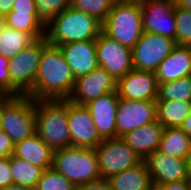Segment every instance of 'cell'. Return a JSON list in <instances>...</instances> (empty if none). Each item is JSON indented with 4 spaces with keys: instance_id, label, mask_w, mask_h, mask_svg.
<instances>
[{
    "instance_id": "cell-26",
    "label": "cell",
    "mask_w": 191,
    "mask_h": 190,
    "mask_svg": "<svg viewBox=\"0 0 191 190\" xmlns=\"http://www.w3.org/2000/svg\"><path fill=\"white\" fill-rule=\"evenodd\" d=\"M13 184L35 189L44 169L34 166L16 156H10Z\"/></svg>"
},
{
    "instance_id": "cell-38",
    "label": "cell",
    "mask_w": 191,
    "mask_h": 190,
    "mask_svg": "<svg viewBox=\"0 0 191 190\" xmlns=\"http://www.w3.org/2000/svg\"><path fill=\"white\" fill-rule=\"evenodd\" d=\"M164 185L168 190H191V182L189 180H183Z\"/></svg>"
},
{
    "instance_id": "cell-41",
    "label": "cell",
    "mask_w": 191,
    "mask_h": 190,
    "mask_svg": "<svg viewBox=\"0 0 191 190\" xmlns=\"http://www.w3.org/2000/svg\"><path fill=\"white\" fill-rule=\"evenodd\" d=\"M174 4L178 8L191 10V0H174Z\"/></svg>"
},
{
    "instance_id": "cell-35",
    "label": "cell",
    "mask_w": 191,
    "mask_h": 190,
    "mask_svg": "<svg viewBox=\"0 0 191 190\" xmlns=\"http://www.w3.org/2000/svg\"><path fill=\"white\" fill-rule=\"evenodd\" d=\"M11 11L16 13L38 14L35 0H16Z\"/></svg>"
},
{
    "instance_id": "cell-28",
    "label": "cell",
    "mask_w": 191,
    "mask_h": 190,
    "mask_svg": "<svg viewBox=\"0 0 191 190\" xmlns=\"http://www.w3.org/2000/svg\"><path fill=\"white\" fill-rule=\"evenodd\" d=\"M156 101L191 102V75L176 81L159 83Z\"/></svg>"
},
{
    "instance_id": "cell-22",
    "label": "cell",
    "mask_w": 191,
    "mask_h": 190,
    "mask_svg": "<svg viewBox=\"0 0 191 190\" xmlns=\"http://www.w3.org/2000/svg\"><path fill=\"white\" fill-rule=\"evenodd\" d=\"M107 180L113 190H148L152 182L144 160L135 167L110 176Z\"/></svg>"
},
{
    "instance_id": "cell-13",
    "label": "cell",
    "mask_w": 191,
    "mask_h": 190,
    "mask_svg": "<svg viewBox=\"0 0 191 190\" xmlns=\"http://www.w3.org/2000/svg\"><path fill=\"white\" fill-rule=\"evenodd\" d=\"M117 83L118 81L105 69L98 67L75 79L74 89L68 101L85 105L93 99L117 91Z\"/></svg>"
},
{
    "instance_id": "cell-44",
    "label": "cell",
    "mask_w": 191,
    "mask_h": 190,
    "mask_svg": "<svg viewBox=\"0 0 191 190\" xmlns=\"http://www.w3.org/2000/svg\"><path fill=\"white\" fill-rule=\"evenodd\" d=\"M146 0H115V2H119V3H131V4H142L144 3Z\"/></svg>"
},
{
    "instance_id": "cell-7",
    "label": "cell",
    "mask_w": 191,
    "mask_h": 190,
    "mask_svg": "<svg viewBox=\"0 0 191 190\" xmlns=\"http://www.w3.org/2000/svg\"><path fill=\"white\" fill-rule=\"evenodd\" d=\"M47 45L46 37L37 39L9 60L10 96L28 95L33 90L40 57Z\"/></svg>"
},
{
    "instance_id": "cell-27",
    "label": "cell",
    "mask_w": 191,
    "mask_h": 190,
    "mask_svg": "<svg viewBox=\"0 0 191 190\" xmlns=\"http://www.w3.org/2000/svg\"><path fill=\"white\" fill-rule=\"evenodd\" d=\"M6 26L31 33L36 39L45 37V25L38 14L16 13L10 11L5 15Z\"/></svg>"
},
{
    "instance_id": "cell-39",
    "label": "cell",
    "mask_w": 191,
    "mask_h": 190,
    "mask_svg": "<svg viewBox=\"0 0 191 190\" xmlns=\"http://www.w3.org/2000/svg\"><path fill=\"white\" fill-rule=\"evenodd\" d=\"M16 0H0V14L6 15L9 13Z\"/></svg>"
},
{
    "instance_id": "cell-40",
    "label": "cell",
    "mask_w": 191,
    "mask_h": 190,
    "mask_svg": "<svg viewBox=\"0 0 191 190\" xmlns=\"http://www.w3.org/2000/svg\"><path fill=\"white\" fill-rule=\"evenodd\" d=\"M180 128L191 138V111Z\"/></svg>"
},
{
    "instance_id": "cell-33",
    "label": "cell",
    "mask_w": 191,
    "mask_h": 190,
    "mask_svg": "<svg viewBox=\"0 0 191 190\" xmlns=\"http://www.w3.org/2000/svg\"><path fill=\"white\" fill-rule=\"evenodd\" d=\"M9 60L0 54V97L10 96Z\"/></svg>"
},
{
    "instance_id": "cell-42",
    "label": "cell",
    "mask_w": 191,
    "mask_h": 190,
    "mask_svg": "<svg viewBox=\"0 0 191 190\" xmlns=\"http://www.w3.org/2000/svg\"><path fill=\"white\" fill-rule=\"evenodd\" d=\"M0 190H35L21 185L12 184Z\"/></svg>"
},
{
    "instance_id": "cell-6",
    "label": "cell",
    "mask_w": 191,
    "mask_h": 190,
    "mask_svg": "<svg viewBox=\"0 0 191 190\" xmlns=\"http://www.w3.org/2000/svg\"><path fill=\"white\" fill-rule=\"evenodd\" d=\"M102 32L132 49L144 33L141 5L115 2L102 22Z\"/></svg>"
},
{
    "instance_id": "cell-21",
    "label": "cell",
    "mask_w": 191,
    "mask_h": 190,
    "mask_svg": "<svg viewBox=\"0 0 191 190\" xmlns=\"http://www.w3.org/2000/svg\"><path fill=\"white\" fill-rule=\"evenodd\" d=\"M53 150L36 134L14 144L13 156L41 167L52 168Z\"/></svg>"
},
{
    "instance_id": "cell-16",
    "label": "cell",
    "mask_w": 191,
    "mask_h": 190,
    "mask_svg": "<svg viewBox=\"0 0 191 190\" xmlns=\"http://www.w3.org/2000/svg\"><path fill=\"white\" fill-rule=\"evenodd\" d=\"M118 101V92L112 91L85 104L98 134L103 140L117 138L116 115Z\"/></svg>"
},
{
    "instance_id": "cell-14",
    "label": "cell",
    "mask_w": 191,
    "mask_h": 190,
    "mask_svg": "<svg viewBox=\"0 0 191 190\" xmlns=\"http://www.w3.org/2000/svg\"><path fill=\"white\" fill-rule=\"evenodd\" d=\"M68 126L72 147L95 149L103 141L85 105L68 101Z\"/></svg>"
},
{
    "instance_id": "cell-8",
    "label": "cell",
    "mask_w": 191,
    "mask_h": 190,
    "mask_svg": "<svg viewBox=\"0 0 191 190\" xmlns=\"http://www.w3.org/2000/svg\"><path fill=\"white\" fill-rule=\"evenodd\" d=\"M95 152L101 179H108L143 161L121 137L104 139Z\"/></svg>"
},
{
    "instance_id": "cell-1",
    "label": "cell",
    "mask_w": 191,
    "mask_h": 190,
    "mask_svg": "<svg viewBox=\"0 0 191 190\" xmlns=\"http://www.w3.org/2000/svg\"><path fill=\"white\" fill-rule=\"evenodd\" d=\"M75 77L59 47L48 44L42 51L33 90L34 100H68Z\"/></svg>"
},
{
    "instance_id": "cell-2",
    "label": "cell",
    "mask_w": 191,
    "mask_h": 190,
    "mask_svg": "<svg viewBox=\"0 0 191 190\" xmlns=\"http://www.w3.org/2000/svg\"><path fill=\"white\" fill-rule=\"evenodd\" d=\"M101 32V21L71 6L45 26L48 44L57 47L70 42L95 40Z\"/></svg>"
},
{
    "instance_id": "cell-11",
    "label": "cell",
    "mask_w": 191,
    "mask_h": 190,
    "mask_svg": "<svg viewBox=\"0 0 191 190\" xmlns=\"http://www.w3.org/2000/svg\"><path fill=\"white\" fill-rule=\"evenodd\" d=\"M174 0H146L141 4L143 31L175 40Z\"/></svg>"
},
{
    "instance_id": "cell-12",
    "label": "cell",
    "mask_w": 191,
    "mask_h": 190,
    "mask_svg": "<svg viewBox=\"0 0 191 190\" xmlns=\"http://www.w3.org/2000/svg\"><path fill=\"white\" fill-rule=\"evenodd\" d=\"M157 121L156 100L119 98L116 115L117 138Z\"/></svg>"
},
{
    "instance_id": "cell-24",
    "label": "cell",
    "mask_w": 191,
    "mask_h": 190,
    "mask_svg": "<svg viewBox=\"0 0 191 190\" xmlns=\"http://www.w3.org/2000/svg\"><path fill=\"white\" fill-rule=\"evenodd\" d=\"M190 111L189 101H156L157 121L164 128H180Z\"/></svg>"
},
{
    "instance_id": "cell-19",
    "label": "cell",
    "mask_w": 191,
    "mask_h": 190,
    "mask_svg": "<svg viewBox=\"0 0 191 190\" xmlns=\"http://www.w3.org/2000/svg\"><path fill=\"white\" fill-rule=\"evenodd\" d=\"M158 83L176 81L191 75V46L176 45L155 71Z\"/></svg>"
},
{
    "instance_id": "cell-18",
    "label": "cell",
    "mask_w": 191,
    "mask_h": 190,
    "mask_svg": "<svg viewBox=\"0 0 191 190\" xmlns=\"http://www.w3.org/2000/svg\"><path fill=\"white\" fill-rule=\"evenodd\" d=\"M67 61L75 79L98 68L96 39L70 42L58 46Z\"/></svg>"
},
{
    "instance_id": "cell-46",
    "label": "cell",
    "mask_w": 191,
    "mask_h": 190,
    "mask_svg": "<svg viewBox=\"0 0 191 190\" xmlns=\"http://www.w3.org/2000/svg\"><path fill=\"white\" fill-rule=\"evenodd\" d=\"M5 15L0 14V32L5 28Z\"/></svg>"
},
{
    "instance_id": "cell-37",
    "label": "cell",
    "mask_w": 191,
    "mask_h": 190,
    "mask_svg": "<svg viewBox=\"0 0 191 190\" xmlns=\"http://www.w3.org/2000/svg\"><path fill=\"white\" fill-rule=\"evenodd\" d=\"M75 190H113L107 179H100L94 182L76 186Z\"/></svg>"
},
{
    "instance_id": "cell-25",
    "label": "cell",
    "mask_w": 191,
    "mask_h": 190,
    "mask_svg": "<svg viewBox=\"0 0 191 190\" xmlns=\"http://www.w3.org/2000/svg\"><path fill=\"white\" fill-rule=\"evenodd\" d=\"M36 40L31 33L5 26L0 32V54L11 59Z\"/></svg>"
},
{
    "instance_id": "cell-10",
    "label": "cell",
    "mask_w": 191,
    "mask_h": 190,
    "mask_svg": "<svg viewBox=\"0 0 191 190\" xmlns=\"http://www.w3.org/2000/svg\"><path fill=\"white\" fill-rule=\"evenodd\" d=\"M96 55L99 67L105 69L117 81L134 69L132 49L103 32L96 39Z\"/></svg>"
},
{
    "instance_id": "cell-32",
    "label": "cell",
    "mask_w": 191,
    "mask_h": 190,
    "mask_svg": "<svg viewBox=\"0 0 191 190\" xmlns=\"http://www.w3.org/2000/svg\"><path fill=\"white\" fill-rule=\"evenodd\" d=\"M38 18L46 26L56 15L71 6V0H35Z\"/></svg>"
},
{
    "instance_id": "cell-45",
    "label": "cell",
    "mask_w": 191,
    "mask_h": 190,
    "mask_svg": "<svg viewBox=\"0 0 191 190\" xmlns=\"http://www.w3.org/2000/svg\"><path fill=\"white\" fill-rule=\"evenodd\" d=\"M187 177L191 182V155L187 158Z\"/></svg>"
},
{
    "instance_id": "cell-9",
    "label": "cell",
    "mask_w": 191,
    "mask_h": 190,
    "mask_svg": "<svg viewBox=\"0 0 191 190\" xmlns=\"http://www.w3.org/2000/svg\"><path fill=\"white\" fill-rule=\"evenodd\" d=\"M175 46L173 39L144 32L132 48L134 69L155 72Z\"/></svg>"
},
{
    "instance_id": "cell-31",
    "label": "cell",
    "mask_w": 191,
    "mask_h": 190,
    "mask_svg": "<svg viewBox=\"0 0 191 190\" xmlns=\"http://www.w3.org/2000/svg\"><path fill=\"white\" fill-rule=\"evenodd\" d=\"M176 45L191 46V10L175 6Z\"/></svg>"
},
{
    "instance_id": "cell-30",
    "label": "cell",
    "mask_w": 191,
    "mask_h": 190,
    "mask_svg": "<svg viewBox=\"0 0 191 190\" xmlns=\"http://www.w3.org/2000/svg\"><path fill=\"white\" fill-rule=\"evenodd\" d=\"M76 186L53 168L43 171L35 190H75Z\"/></svg>"
},
{
    "instance_id": "cell-3",
    "label": "cell",
    "mask_w": 191,
    "mask_h": 190,
    "mask_svg": "<svg viewBox=\"0 0 191 190\" xmlns=\"http://www.w3.org/2000/svg\"><path fill=\"white\" fill-rule=\"evenodd\" d=\"M36 134L53 150L71 147L68 100H35Z\"/></svg>"
},
{
    "instance_id": "cell-17",
    "label": "cell",
    "mask_w": 191,
    "mask_h": 190,
    "mask_svg": "<svg viewBox=\"0 0 191 190\" xmlns=\"http://www.w3.org/2000/svg\"><path fill=\"white\" fill-rule=\"evenodd\" d=\"M144 161L152 182L168 184L188 180L187 159L171 157L157 149Z\"/></svg>"
},
{
    "instance_id": "cell-4",
    "label": "cell",
    "mask_w": 191,
    "mask_h": 190,
    "mask_svg": "<svg viewBox=\"0 0 191 190\" xmlns=\"http://www.w3.org/2000/svg\"><path fill=\"white\" fill-rule=\"evenodd\" d=\"M0 129L14 144L36 133L35 100L29 95L0 97Z\"/></svg>"
},
{
    "instance_id": "cell-43",
    "label": "cell",
    "mask_w": 191,
    "mask_h": 190,
    "mask_svg": "<svg viewBox=\"0 0 191 190\" xmlns=\"http://www.w3.org/2000/svg\"><path fill=\"white\" fill-rule=\"evenodd\" d=\"M148 190H168L164 184H158L155 182H151Z\"/></svg>"
},
{
    "instance_id": "cell-36",
    "label": "cell",
    "mask_w": 191,
    "mask_h": 190,
    "mask_svg": "<svg viewBox=\"0 0 191 190\" xmlns=\"http://www.w3.org/2000/svg\"><path fill=\"white\" fill-rule=\"evenodd\" d=\"M14 143L11 138L0 130V158L9 157L13 154Z\"/></svg>"
},
{
    "instance_id": "cell-23",
    "label": "cell",
    "mask_w": 191,
    "mask_h": 190,
    "mask_svg": "<svg viewBox=\"0 0 191 190\" xmlns=\"http://www.w3.org/2000/svg\"><path fill=\"white\" fill-rule=\"evenodd\" d=\"M158 150L171 157L187 159L191 155V138L181 128L166 127Z\"/></svg>"
},
{
    "instance_id": "cell-29",
    "label": "cell",
    "mask_w": 191,
    "mask_h": 190,
    "mask_svg": "<svg viewBox=\"0 0 191 190\" xmlns=\"http://www.w3.org/2000/svg\"><path fill=\"white\" fill-rule=\"evenodd\" d=\"M114 3L115 0H71V7L103 22L112 10Z\"/></svg>"
},
{
    "instance_id": "cell-34",
    "label": "cell",
    "mask_w": 191,
    "mask_h": 190,
    "mask_svg": "<svg viewBox=\"0 0 191 190\" xmlns=\"http://www.w3.org/2000/svg\"><path fill=\"white\" fill-rule=\"evenodd\" d=\"M13 184L10 156L0 158V189Z\"/></svg>"
},
{
    "instance_id": "cell-5",
    "label": "cell",
    "mask_w": 191,
    "mask_h": 190,
    "mask_svg": "<svg viewBox=\"0 0 191 190\" xmlns=\"http://www.w3.org/2000/svg\"><path fill=\"white\" fill-rule=\"evenodd\" d=\"M52 168L75 186L101 179L95 149L71 146L56 150Z\"/></svg>"
},
{
    "instance_id": "cell-15",
    "label": "cell",
    "mask_w": 191,
    "mask_h": 190,
    "mask_svg": "<svg viewBox=\"0 0 191 190\" xmlns=\"http://www.w3.org/2000/svg\"><path fill=\"white\" fill-rule=\"evenodd\" d=\"M159 83L155 72L132 69L117 83L119 98L128 100H156Z\"/></svg>"
},
{
    "instance_id": "cell-20",
    "label": "cell",
    "mask_w": 191,
    "mask_h": 190,
    "mask_svg": "<svg viewBox=\"0 0 191 190\" xmlns=\"http://www.w3.org/2000/svg\"><path fill=\"white\" fill-rule=\"evenodd\" d=\"M163 130L164 126L155 121L132 130L121 138L142 160H145L158 149Z\"/></svg>"
}]
</instances>
